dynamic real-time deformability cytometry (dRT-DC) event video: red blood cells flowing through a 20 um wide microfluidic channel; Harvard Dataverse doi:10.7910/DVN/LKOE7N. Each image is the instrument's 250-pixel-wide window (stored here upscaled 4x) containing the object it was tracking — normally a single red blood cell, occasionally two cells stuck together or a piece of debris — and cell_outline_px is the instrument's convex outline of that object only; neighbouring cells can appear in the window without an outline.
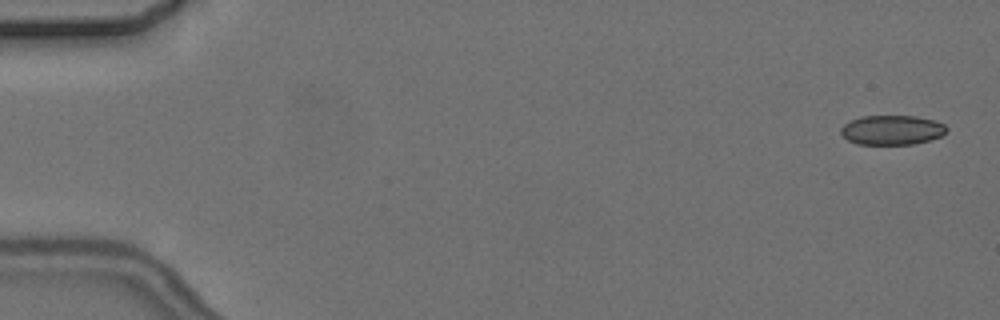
{"species": "common noctule bat (a hibernating species)", "species_latin": "Nyctalus noctula", "temperature_condition": "cold", "stored_images_in_passage": 6, "camera_frame_rate_fps": 3000, "um_per_image_px": 0.085, "animal": {"sex": "female", "body_mass_g": 24.6, "forearm_length_mm": 56.2}, "frame": {"image": 1, "passage_image": 1, "time_ms": 0.0, "image_size_px": [1000, 320], "cell_outline_px": [[948, 128], [940, 136], [928, 140], [912, 144], [856, 144], [848, 140], [840, 132], [840, 128], [844, 124], [860, 116], [916, 116], [932, 120], [944, 124]], "centroid_in_image_um": [75.78, 11.05], "position_along_channel_um": 9.2, "area_um2": 18.03}}
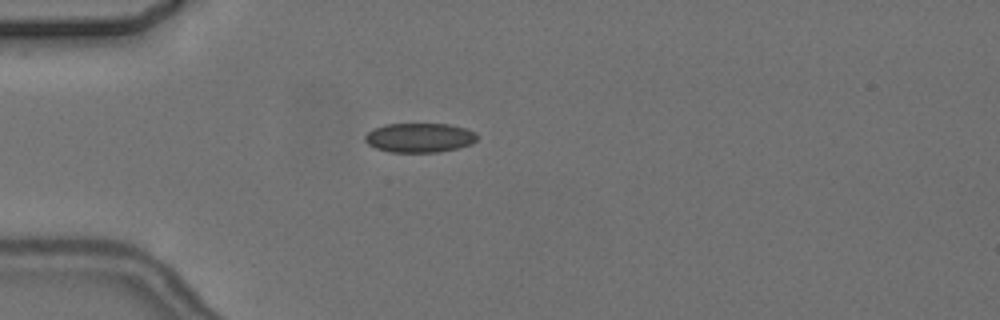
{"frame": {"image": 2, "passage_image": 5, "time_ms": 4.667, "image_size_px": [1000, 320], "cell_outline_px": [[476, 140], [472, 144], [440, 152], [388, 152], [376, 148], [368, 144], [364, 140], [364, 136], [372, 128], [384, 124], [448, 124], [468, 128], [476, 132]], "centroid_in_image_um": [35.64, 11.7], "position_along_channel_um": 49.4, "area_um2": 19.36}}